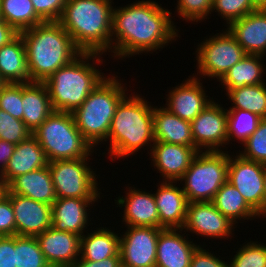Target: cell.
Instances as JSON below:
<instances>
[{
    "label": "cell",
    "mask_w": 266,
    "mask_h": 267,
    "mask_svg": "<svg viewBox=\"0 0 266 267\" xmlns=\"http://www.w3.org/2000/svg\"><path fill=\"white\" fill-rule=\"evenodd\" d=\"M172 19L171 10L165 9L156 0H136L121 7H113L112 54L107 55L121 60L141 53L161 51L169 43L171 46L172 42L181 37L180 29L176 28Z\"/></svg>",
    "instance_id": "cell-1"
},
{
    "label": "cell",
    "mask_w": 266,
    "mask_h": 267,
    "mask_svg": "<svg viewBox=\"0 0 266 267\" xmlns=\"http://www.w3.org/2000/svg\"><path fill=\"white\" fill-rule=\"evenodd\" d=\"M153 112L154 106L144 96L138 92L127 94L116 108L106 142L110 144L103 155L109 154L107 158L113 163L115 159L136 155L141 148L151 152L155 142Z\"/></svg>",
    "instance_id": "cell-2"
},
{
    "label": "cell",
    "mask_w": 266,
    "mask_h": 267,
    "mask_svg": "<svg viewBox=\"0 0 266 267\" xmlns=\"http://www.w3.org/2000/svg\"><path fill=\"white\" fill-rule=\"evenodd\" d=\"M113 0H67L58 23L81 52L111 53Z\"/></svg>",
    "instance_id": "cell-3"
},
{
    "label": "cell",
    "mask_w": 266,
    "mask_h": 267,
    "mask_svg": "<svg viewBox=\"0 0 266 267\" xmlns=\"http://www.w3.org/2000/svg\"><path fill=\"white\" fill-rule=\"evenodd\" d=\"M19 34L25 44L30 82H44L81 53L58 22H43Z\"/></svg>",
    "instance_id": "cell-4"
},
{
    "label": "cell",
    "mask_w": 266,
    "mask_h": 267,
    "mask_svg": "<svg viewBox=\"0 0 266 267\" xmlns=\"http://www.w3.org/2000/svg\"><path fill=\"white\" fill-rule=\"evenodd\" d=\"M102 56L105 57L99 53L81 52L43 82L54 111L72 113L102 83L107 77L97 66L106 62Z\"/></svg>",
    "instance_id": "cell-5"
},
{
    "label": "cell",
    "mask_w": 266,
    "mask_h": 267,
    "mask_svg": "<svg viewBox=\"0 0 266 267\" xmlns=\"http://www.w3.org/2000/svg\"><path fill=\"white\" fill-rule=\"evenodd\" d=\"M117 77L116 74H107L81 106L72 112L78 130L94 150L106 144L116 108L128 91H132Z\"/></svg>",
    "instance_id": "cell-6"
},
{
    "label": "cell",
    "mask_w": 266,
    "mask_h": 267,
    "mask_svg": "<svg viewBox=\"0 0 266 267\" xmlns=\"http://www.w3.org/2000/svg\"><path fill=\"white\" fill-rule=\"evenodd\" d=\"M32 136L41 145L49 162L92 157L95 151L83 138L69 112L53 111Z\"/></svg>",
    "instance_id": "cell-7"
},
{
    "label": "cell",
    "mask_w": 266,
    "mask_h": 267,
    "mask_svg": "<svg viewBox=\"0 0 266 267\" xmlns=\"http://www.w3.org/2000/svg\"><path fill=\"white\" fill-rule=\"evenodd\" d=\"M228 152L199 151L196 154L190 167L178 180L189 203L213 201L216 192L227 181Z\"/></svg>",
    "instance_id": "cell-8"
},
{
    "label": "cell",
    "mask_w": 266,
    "mask_h": 267,
    "mask_svg": "<svg viewBox=\"0 0 266 267\" xmlns=\"http://www.w3.org/2000/svg\"><path fill=\"white\" fill-rule=\"evenodd\" d=\"M222 31L216 32L215 35L210 34L209 38L204 37L206 39L196 45L195 62L198 70L197 75L194 73L192 76L197 78L200 76V79L205 80L206 77L208 80L217 78L219 81L231 67L247 55L226 28Z\"/></svg>",
    "instance_id": "cell-9"
},
{
    "label": "cell",
    "mask_w": 266,
    "mask_h": 267,
    "mask_svg": "<svg viewBox=\"0 0 266 267\" xmlns=\"http://www.w3.org/2000/svg\"><path fill=\"white\" fill-rule=\"evenodd\" d=\"M91 159L88 156L48 163L57 198H102L101 182L89 163Z\"/></svg>",
    "instance_id": "cell-10"
},
{
    "label": "cell",
    "mask_w": 266,
    "mask_h": 267,
    "mask_svg": "<svg viewBox=\"0 0 266 267\" xmlns=\"http://www.w3.org/2000/svg\"><path fill=\"white\" fill-rule=\"evenodd\" d=\"M264 169L265 164L229 154L227 181L244 197L247 203L264 220Z\"/></svg>",
    "instance_id": "cell-11"
},
{
    "label": "cell",
    "mask_w": 266,
    "mask_h": 267,
    "mask_svg": "<svg viewBox=\"0 0 266 267\" xmlns=\"http://www.w3.org/2000/svg\"><path fill=\"white\" fill-rule=\"evenodd\" d=\"M120 233L122 267H156L157 240L163 228L125 226Z\"/></svg>",
    "instance_id": "cell-12"
},
{
    "label": "cell",
    "mask_w": 266,
    "mask_h": 267,
    "mask_svg": "<svg viewBox=\"0 0 266 267\" xmlns=\"http://www.w3.org/2000/svg\"><path fill=\"white\" fill-rule=\"evenodd\" d=\"M237 228L229 218L219 212L212 202H191L187 205L185 232L212 240L232 239ZM199 236V237H198Z\"/></svg>",
    "instance_id": "cell-13"
},
{
    "label": "cell",
    "mask_w": 266,
    "mask_h": 267,
    "mask_svg": "<svg viewBox=\"0 0 266 267\" xmlns=\"http://www.w3.org/2000/svg\"><path fill=\"white\" fill-rule=\"evenodd\" d=\"M215 101L191 122L192 138L200 151H224L227 148V109Z\"/></svg>",
    "instance_id": "cell-14"
},
{
    "label": "cell",
    "mask_w": 266,
    "mask_h": 267,
    "mask_svg": "<svg viewBox=\"0 0 266 267\" xmlns=\"http://www.w3.org/2000/svg\"><path fill=\"white\" fill-rule=\"evenodd\" d=\"M182 83L171 87L166 94L164 107L183 120L192 122L214 99L208 96L200 77L192 75ZM212 98V99H211Z\"/></svg>",
    "instance_id": "cell-15"
},
{
    "label": "cell",
    "mask_w": 266,
    "mask_h": 267,
    "mask_svg": "<svg viewBox=\"0 0 266 267\" xmlns=\"http://www.w3.org/2000/svg\"><path fill=\"white\" fill-rule=\"evenodd\" d=\"M197 153L194 147L155 141L151 152L146 154H149L151 166L160 173L162 181L178 182Z\"/></svg>",
    "instance_id": "cell-16"
},
{
    "label": "cell",
    "mask_w": 266,
    "mask_h": 267,
    "mask_svg": "<svg viewBox=\"0 0 266 267\" xmlns=\"http://www.w3.org/2000/svg\"><path fill=\"white\" fill-rule=\"evenodd\" d=\"M99 199L102 198H57L51 205L52 227L58 231L82 236L84 232L89 231V229L86 230L87 227L93 224L89 208L94 203H98Z\"/></svg>",
    "instance_id": "cell-17"
},
{
    "label": "cell",
    "mask_w": 266,
    "mask_h": 267,
    "mask_svg": "<svg viewBox=\"0 0 266 267\" xmlns=\"http://www.w3.org/2000/svg\"><path fill=\"white\" fill-rule=\"evenodd\" d=\"M126 186L125 196L114 199L117 207L123 208L124 226H146L159 228L158 208L153 193L142 189ZM128 187V188H127ZM142 190V191H141Z\"/></svg>",
    "instance_id": "cell-18"
},
{
    "label": "cell",
    "mask_w": 266,
    "mask_h": 267,
    "mask_svg": "<svg viewBox=\"0 0 266 267\" xmlns=\"http://www.w3.org/2000/svg\"><path fill=\"white\" fill-rule=\"evenodd\" d=\"M184 232L182 228H163L160 231L156 267H190L191 256L201 243H193L189 234Z\"/></svg>",
    "instance_id": "cell-19"
},
{
    "label": "cell",
    "mask_w": 266,
    "mask_h": 267,
    "mask_svg": "<svg viewBox=\"0 0 266 267\" xmlns=\"http://www.w3.org/2000/svg\"><path fill=\"white\" fill-rule=\"evenodd\" d=\"M14 209L16 235L37 236L52 227L51 205L26 196L11 194Z\"/></svg>",
    "instance_id": "cell-20"
},
{
    "label": "cell",
    "mask_w": 266,
    "mask_h": 267,
    "mask_svg": "<svg viewBox=\"0 0 266 267\" xmlns=\"http://www.w3.org/2000/svg\"><path fill=\"white\" fill-rule=\"evenodd\" d=\"M48 264L53 267H72L80 258L81 236L48 228L36 236Z\"/></svg>",
    "instance_id": "cell-21"
},
{
    "label": "cell",
    "mask_w": 266,
    "mask_h": 267,
    "mask_svg": "<svg viewBox=\"0 0 266 267\" xmlns=\"http://www.w3.org/2000/svg\"><path fill=\"white\" fill-rule=\"evenodd\" d=\"M154 194L159 215V228H183L188 201L177 181H159ZM179 186V187H178Z\"/></svg>",
    "instance_id": "cell-22"
},
{
    "label": "cell",
    "mask_w": 266,
    "mask_h": 267,
    "mask_svg": "<svg viewBox=\"0 0 266 267\" xmlns=\"http://www.w3.org/2000/svg\"><path fill=\"white\" fill-rule=\"evenodd\" d=\"M247 54L266 57V9H257L227 28Z\"/></svg>",
    "instance_id": "cell-23"
},
{
    "label": "cell",
    "mask_w": 266,
    "mask_h": 267,
    "mask_svg": "<svg viewBox=\"0 0 266 267\" xmlns=\"http://www.w3.org/2000/svg\"><path fill=\"white\" fill-rule=\"evenodd\" d=\"M48 163L41 145L31 136L16 145L0 178L7 186L15 177L46 167Z\"/></svg>",
    "instance_id": "cell-24"
},
{
    "label": "cell",
    "mask_w": 266,
    "mask_h": 267,
    "mask_svg": "<svg viewBox=\"0 0 266 267\" xmlns=\"http://www.w3.org/2000/svg\"><path fill=\"white\" fill-rule=\"evenodd\" d=\"M7 192L48 205L57 199L49 166L15 177L7 185Z\"/></svg>",
    "instance_id": "cell-25"
},
{
    "label": "cell",
    "mask_w": 266,
    "mask_h": 267,
    "mask_svg": "<svg viewBox=\"0 0 266 267\" xmlns=\"http://www.w3.org/2000/svg\"><path fill=\"white\" fill-rule=\"evenodd\" d=\"M153 135L155 141L194 147L200 151L192 138L191 122L174 115L164 105L154 106Z\"/></svg>",
    "instance_id": "cell-26"
},
{
    "label": "cell",
    "mask_w": 266,
    "mask_h": 267,
    "mask_svg": "<svg viewBox=\"0 0 266 267\" xmlns=\"http://www.w3.org/2000/svg\"><path fill=\"white\" fill-rule=\"evenodd\" d=\"M23 122L32 133L54 111L43 82L22 83Z\"/></svg>",
    "instance_id": "cell-27"
},
{
    "label": "cell",
    "mask_w": 266,
    "mask_h": 267,
    "mask_svg": "<svg viewBox=\"0 0 266 267\" xmlns=\"http://www.w3.org/2000/svg\"><path fill=\"white\" fill-rule=\"evenodd\" d=\"M0 77L5 83H29L24 41L18 34L0 48Z\"/></svg>",
    "instance_id": "cell-28"
},
{
    "label": "cell",
    "mask_w": 266,
    "mask_h": 267,
    "mask_svg": "<svg viewBox=\"0 0 266 267\" xmlns=\"http://www.w3.org/2000/svg\"><path fill=\"white\" fill-rule=\"evenodd\" d=\"M86 232L80 239V259L100 261L108 257L120 255V233L104 226Z\"/></svg>",
    "instance_id": "cell-29"
},
{
    "label": "cell",
    "mask_w": 266,
    "mask_h": 267,
    "mask_svg": "<svg viewBox=\"0 0 266 267\" xmlns=\"http://www.w3.org/2000/svg\"><path fill=\"white\" fill-rule=\"evenodd\" d=\"M264 56L247 54L231 67L219 80L222 89H235L243 86L266 83Z\"/></svg>",
    "instance_id": "cell-30"
},
{
    "label": "cell",
    "mask_w": 266,
    "mask_h": 267,
    "mask_svg": "<svg viewBox=\"0 0 266 267\" xmlns=\"http://www.w3.org/2000/svg\"><path fill=\"white\" fill-rule=\"evenodd\" d=\"M212 203L219 212L237 226L240 221L247 222L248 220L261 218L240 192L228 181L216 192Z\"/></svg>",
    "instance_id": "cell-31"
},
{
    "label": "cell",
    "mask_w": 266,
    "mask_h": 267,
    "mask_svg": "<svg viewBox=\"0 0 266 267\" xmlns=\"http://www.w3.org/2000/svg\"><path fill=\"white\" fill-rule=\"evenodd\" d=\"M225 94L231 102L226 109H240L266 118V83L226 89Z\"/></svg>",
    "instance_id": "cell-32"
},
{
    "label": "cell",
    "mask_w": 266,
    "mask_h": 267,
    "mask_svg": "<svg viewBox=\"0 0 266 267\" xmlns=\"http://www.w3.org/2000/svg\"><path fill=\"white\" fill-rule=\"evenodd\" d=\"M0 11L2 19L18 33L44 22L31 0H0Z\"/></svg>",
    "instance_id": "cell-33"
},
{
    "label": "cell",
    "mask_w": 266,
    "mask_h": 267,
    "mask_svg": "<svg viewBox=\"0 0 266 267\" xmlns=\"http://www.w3.org/2000/svg\"><path fill=\"white\" fill-rule=\"evenodd\" d=\"M261 120L260 116L249 111L227 109V145L236 140L243 145L256 131Z\"/></svg>",
    "instance_id": "cell-34"
},
{
    "label": "cell",
    "mask_w": 266,
    "mask_h": 267,
    "mask_svg": "<svg viewBox=\"0 0 266 267\" xmlns=\"http://www.w3.org/2000/svg\"><path fill=\"white\" fill-rule=\"evenodd\" d=\"M16 267H50L35 236L15 235Z\"/></svg>",
    "instance_id": "cell-35"
},
{
    "label": "cell",
    "mask_w": 266,
    "mask_h": 267,
    "mask_svg": "<svg viewBox=\"0 0 266 267\" xmlns=\"http://www.w3.org/2000/svg\"><path fill=\"white\" fill-rule=\"evenodd\" d=\"M229 267H266V244L251 240L240 244Z\"/></svg>",
    "instance_id": "cell-36"
},
{
    "label": "cell",
    "mask_w": 266,
    "mask_h": 267,
    "mask_svg": "<svg viewBox=\"0 0 266 267\" xmlns=\"http://www.w3.org/2000/svg\"><path fill=\"white\" fill-rule=\"evenodd\" d=\"M257 10L252 0H212L211 14L216 12L220 19H224V26L241 19L245 15Z\"/></svg>",
    "instance_id": "cell-37"
},
{
    "label": "cell",
    "mask_w": 266,
    "mask_h": 267,
    "mask_svg": "<svg viewBox=\"0 0 266 267\" xmlns=\"http://www.w3.org/2000/svg\"><path fill=\"white\" fill-rule=\"evenodd\" d=\"M31 136L32 131L23 120L14 118L6 111L0 110V140L17 145Z\"/></svg>",
    "instance_id": "cell-38"
},
{
    "label": "cell",
    "mask_w": 266,
    "mask_h": 267,
    "mask_svg": "<svg viewBox=\"0 0 266 267\" xmlns=\"http://www.w3.org/2000/svg\"><path fill=\"white\" fill-rule=\"evenodd\" d=\"M237 151L243 158L266 165V118H263L256 131Z\"/></svg>",
    "instance_id": "cell-39"
},
{
    "label": "cell",
    "mask_w": 266,
    "mask_h": 267,
    "mask_svg": "<svg viewBox=\"0 0 266 267\" xmlns=\"http://www.w3.org/2000/svg\"><path fill=\"white\" fill-rule=\"evenodd\" d=\"M176 13L185 22L197 24L209 19L211 14L212 0H176ZM206 19V20H205Z\"/></svg>",
    "instance_id": "cell-40"
},
{
    "label": "cell",
    "mask_w": 266,
    "mask_h": 267,
    "mask_svg": "<svg viewBox=\"0 0 266 267\" xmlns=\"http://www.w3.org/2000/svg\"><path fill=\"white\" fill-rule=\"evenodd\" d=\"M22 83H5L0 88V110L23 120Z\"/></svg>",
    "instance_id": "cell-41"
},
{
    "label": "cell",
    "mask_w": 266,
    "mask_h": 267,
    "mask_svg": "<svg viewBox=\"0 0 266 267\" xmlns=\"http://www.w3.org/2000/svg\"><path fill=\"white\" fill-rule=\"evenodd\" d=\"M67 0H31L36 14L44 22H58Z\"/></svg>",
    "instance_id": "cell-42"
},
{
    "label": "cell",
    "mask_w": 266,
    "mask_h": 267,
    "mask_svg": "<svg viewBox=\"0 0 266 267\" xmlns=\"http://www.w3.org/2000/svg\"><path fill=\"white\" fill-rule=\"evenodd\" d=\"M16 235L14 209L11 204V194L0 199V236Z\"/></svg>",
    "instance_id": "cell-43"
},
{
    "label": "cell",
    "mask_w": 266,
    "mask_h": 267,
    "mask_svg": "<svg viewBox=\"0 0 266 267\" xmlns=\"http://www.w3.org/2000/svg\"><path fill=\"white\" fill-rule=\"evenodd\" d=\"M204 246L206 247L207 245H199L193 252L190 267H229V258L228 262L225 261V257L222 260L220 259L221 256L218 257L209 248L204 249Z\"/></svg>",
    "instance_id": "cell-44"
},
{
    "label": "cell",
    "mask_w": 266,
    "mask_h": 267,
    "mask_svg": "<svg viewBox=\"0 0 266 267\" xmlns=\"http://www.w3.org/2000/svg\"><path fill=\"white\" fill-rule=\"evenodd\" d=\"M15 235L0 236V267H16Z\"/></svg>",
    "instance_id": "cell-45"
},
{
    "label": "cell",
    "mask_w": 266,
    "mask_h": 267,
    "mask_svg": "<svg viewBox=\"0 0 266 267\" xmlns=\"http://www.w3.org/2000/svg\"><path fill=\"white\" fill-rule=\"evenodd\" d=\"M72 267H122L120 255L105 258L100 261H86L78 258Z\"/></svg>",
    "instance_id": "cell-46"
},
{
    "label": "cell",
    "mask_w": 266,
    "mask_h": 267,
    "mask_svg": "<svg viewBox=\"0 0 266 267\" xmlns=\"http://www.w3.org/2000/svg\"><path fill=\"white\" fill-rule=\"evenodd\" d=\"M15 147L16 145L12 143L0 140V174L14 153Z\"/></svg>",
    "instance_id": "cell-47"
},
{
    "label": "cell",
    "mask_w": 266,
    "mask_h": 267,
    "mask_svg": "<svg viewBox=\"0 0 266 267\" xmlns=\"http://www.w3.org/2000/svg\"><path fill=\"white\" fill-rule=\"evenodd\" d=\"M18 34L19 33L12 26H10L7 22L2 20L0 22V48L3 45L8 44Z\"/></svg>",
    "instance_id": "cell-48"
},
{
    "label": "cell",
    "mask_w": 266,
    "mask_h": 267,
    "mask_svg": "<svg viewBox=\"0 0 266 267\" xmlns=\"http://www.w3.org/2000/svg\"><path fill=\"white\" fill-rule=\"evenodd\" d=\"M257 9H266V0H252Z\"/></svg>",
    "instance_id": "cell-49"
},
{
    "label": "cell",
    "mask_w": 266,
    "mask_h": 267,
    "mask_svg": "<svg viewBox=\"0 0 266 267\" xmlns=\"http://www.w3.org/2000/svg\"><path fill=\"white\" fill-rule=\"evenodd\" d=\"M266 218V165L264 169V219Z\"/></svg>",
    "instance_id": "cell-50"
},
{
    "label": "cell",
    "mask_w": 266,
    "mask_h": 267,
    "mask_svg": "<svg viewBox=\"0 0 266 267\" xmlns=\"http://www.w3.org/2000/svg\"><path fill=\"white\" fill-rule=\"evenodd\" d=\"M7 192V186L0 178V199L6 194Z\"/></svg>",
    "instance_id": "cell-51"
},
{
    "label": "cell",
    "mask_w": 266,
    "mask_h": 267,
    "mask_svg": "<svg viewBox=\"0 0 266 267\" xmlns=\"http://www.w3.org/2000/svg\"><path fill=\"white\" fill-rule=\"evenodd\" d=\"M5 84L4 80L0 77V88Z\"/></svg>",
    "instance_id": "cell-52"
},
{
    "label": "cell",
    "mask_w": 266,
    "mask_h": 267,
    "mask_svg": "<svg viewBox=\"0 0 266 267\" xmlns=\"http://www.w3.org/2000/svg\"><path fill=\"white\" fill-rule=\"evenodd\" d=\"M3 19H2V16H1V11H0V22L2 21Z\"/></svg>",
    "instance_id": "cell-53"
}]
</instances>
